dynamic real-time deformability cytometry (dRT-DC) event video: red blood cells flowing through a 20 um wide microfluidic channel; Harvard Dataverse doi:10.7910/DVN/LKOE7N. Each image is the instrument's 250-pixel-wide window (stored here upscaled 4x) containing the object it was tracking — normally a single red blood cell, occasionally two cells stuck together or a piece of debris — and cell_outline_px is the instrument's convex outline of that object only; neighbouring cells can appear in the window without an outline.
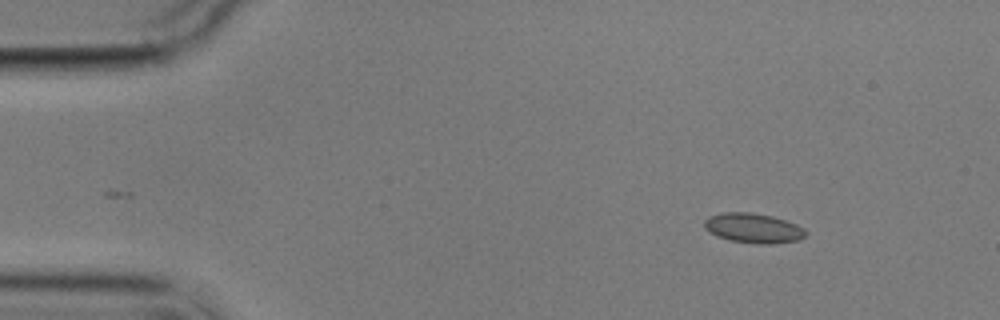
{"species": "common noctule bat (a hibernating species)", "species_latin": "Nyctalus noctula", "temperature_condition": "cold", "stored_images_in_passage": 5, "camera_frame_rate_fps": 3000, "um_per_image_px": 0.085, "animal": {"sex": "male", "body_mass_g": 17.9}, "frame": {"image": 1, "passage_image": 1, "time_ms": 0.0, "image_size_px": [1000, 320], "cell_outline_px": [[808, 232], [800, 240], [776, 244], [756, 244], [728, 240], [716, 236], [708, 232], [704, 228], [704, 220], [708, 216], [724, 212], [748, 212], [772, 216], [796, 224], [804, 228]], "centroid_in_image_um": [64.02, 19.4], "position_along_channel_um": 21.0, "area_um2": 17.86}}
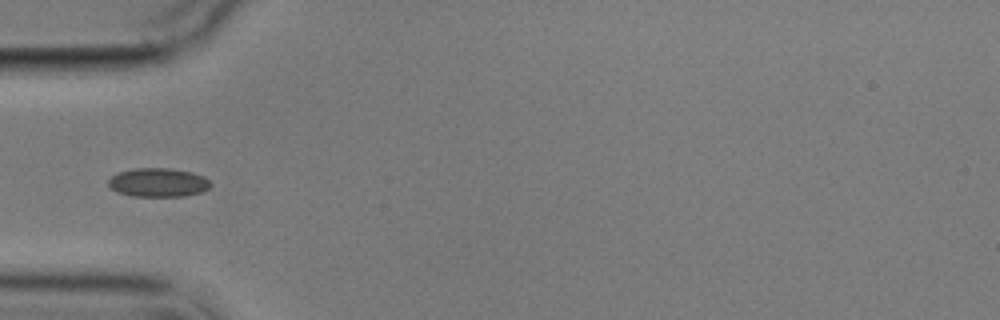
{"frame": {"image": 2, "passage_image": 4, "time_ms": 3.667, "image_size_px": [1000, 320], "cell_outline_px": [[212, 184], [208, 188], [200, 192], [184, 196], [132, 196], [120, 192], [112, 188], [108, 184], [108, 180], [112, 176], [120, 172], [136, 168], [168, 168], [192, 172], [204, 176]], "centroid_in_image_um": [13.47, 15.5], "position_along_channel_um": 71.5, "area_um2": 16.94}}
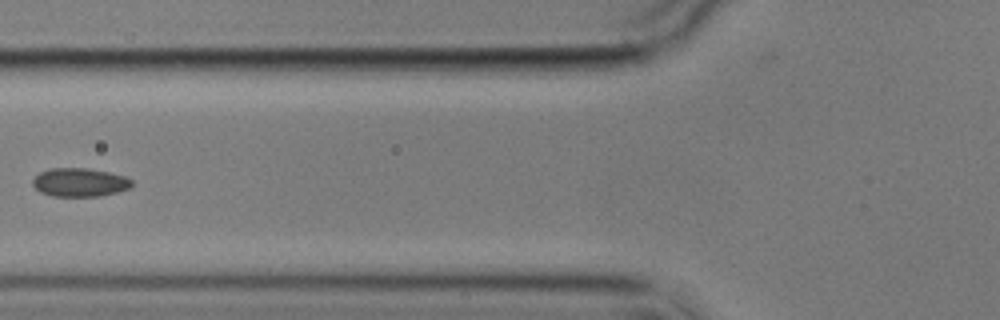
{"frame": {"image": 3, "passage_image": 5, "time_ms": 5.0, "image_size_px": [1000, 320], "cell_outline_px": [[132, 184], [128, 188], [116, 192], [100, 196], [52, 196], [40, 192], [32, 184], [32, 180], [40, 172], [52, 168], [88, 168], [108, 172], [124, 176], [132, 180]], "centroid_in_image_um": [6.75, 15.5], "position_along_channel_um": 119.0, "area_um2": 16.36}}